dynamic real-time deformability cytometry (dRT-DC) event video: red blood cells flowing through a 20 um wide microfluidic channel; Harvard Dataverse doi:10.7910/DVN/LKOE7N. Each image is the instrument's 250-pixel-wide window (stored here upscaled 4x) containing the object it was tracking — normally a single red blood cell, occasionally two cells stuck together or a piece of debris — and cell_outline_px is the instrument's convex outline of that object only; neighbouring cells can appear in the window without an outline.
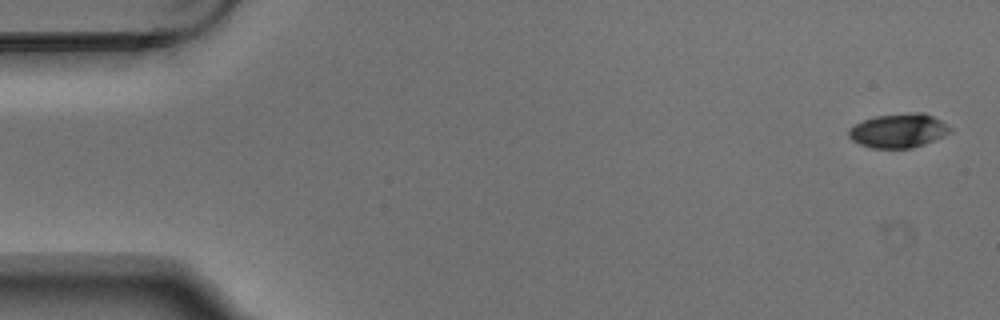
{"species": "Egyptian fruit bat (a non-hibernating species)", "species_latin": "Rousettus aegyptiacus", "temperature_condition": "warm", "stored_images_in_passage": 4, "camera_frame_rate_fps": 3000, "um_per_image_px": 0.085, "animal": {"sex": "male"}, "frame": {"image": 1, "passage_image": 1, "time_ms": 0.0, "image_size_px": [1000, 320], "cell_outline_px": [[952, 128], [944, 136], [924, 144], [912, 148], [872, 148], [860, 144], [852, 140], [848, 136], [848, 132], [856, 124], [864, 120], [876, 116], [908, 112], [924, 112], [940, 120]], "centroid_in_image_um": [76.38, 11.1], "position_along_channel_um": 8.6, "area_um2": 20.0}}